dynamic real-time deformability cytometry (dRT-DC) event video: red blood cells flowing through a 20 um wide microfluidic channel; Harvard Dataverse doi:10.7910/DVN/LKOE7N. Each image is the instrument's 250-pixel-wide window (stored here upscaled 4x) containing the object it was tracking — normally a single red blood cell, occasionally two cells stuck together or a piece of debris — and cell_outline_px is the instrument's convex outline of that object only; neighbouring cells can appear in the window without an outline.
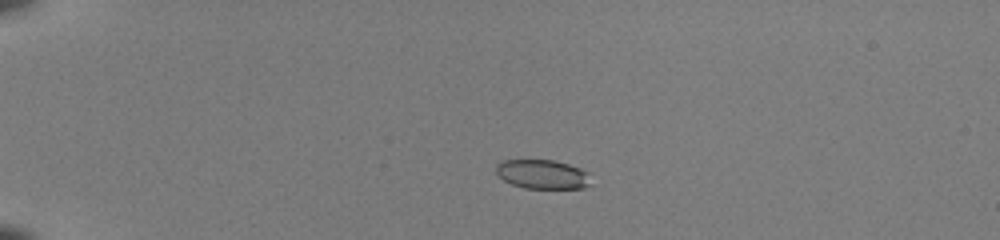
{"species": "common noctule bat (a hibernating species)", "species_latin": "Nyctalus noctula", "temperature_condition": "room temperature", "stored_images_in_passage": 40, "camera_frame_rate_fps": 3000, "um_per_image_px": 0.085, "animal": {"sex": "female", "body_mass_g": 22.0, "forearm_length_mm": 56.7}, "frame": {"image": 1, "passage_image": 2, "time_ms": 0.333, "image_size_px": [1000, 240], "cell_outline_px": [[592, 184], [584, 188], [524, 188], [512, 184], [504, 180], [496, 172], [496, 164], [500, 160], [552, 160], [568, 164], [580, 168], [588, 172]], "centroid_in_image_um": [46.13, 14.81], "position_along_channel_um": 38.9, "area_um2": 16.18}}
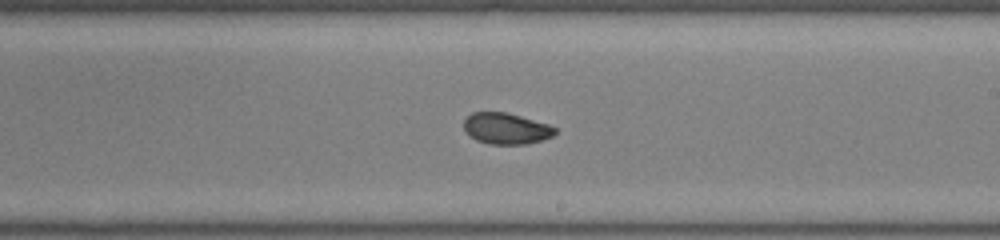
{"frame": {"image": 2, "passage_image": 22, "time_ms": 7.0, "image_size_px": [1000, 240], "cell_outline_px": [[556, 132], [552, 136], [540, 140], [524, 144], [488, 144], [476, 140], [468, 136], [464, 132], [464, 120], [472, 112], [508, 112], [548, 124], [556, 128]], "centroid_in_image_um": [42.98, 10.92], "position_along_channel_um": 246.0, "area_um2": 16.65}}
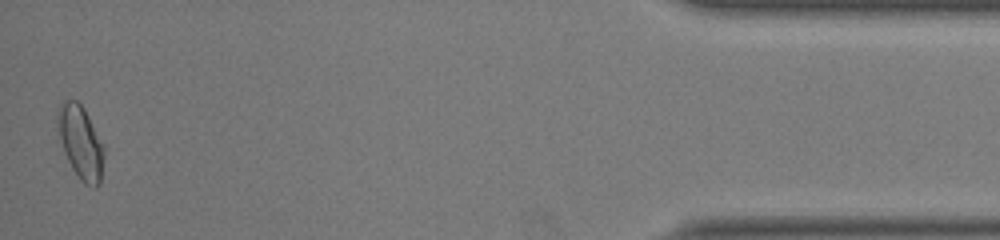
{"frame": {"image": 3, "passage_image": 40, "time_ms": 13.0, "image_size_px": [1000, 240], "cell_outline_px": [[104, 156], [100, 184], [96, 188], [92, 188], [84, 184], [80, 180], [72, 168], [64, 152], [56, 128], [56, 112], [60, 104], [64, 100], [76, 100], [84, 108], [104, 148]], "centroid_in_image_um": [6.83, 12.11], "position_along_channel_um": 428.4, "area_um2": 19.88}, "authors_computed_cell_mechanics": {"area_um2": 17.2822, "velocity_mm_per_s": 4.1039, "shape_relaxation_time_tau1_ms": 7.5743, "shape_relaxation_time_tau2_ms": 1.8869, "deformation_change_tau1": 0.1701, "deformation_change_tau2": 0.0521}}